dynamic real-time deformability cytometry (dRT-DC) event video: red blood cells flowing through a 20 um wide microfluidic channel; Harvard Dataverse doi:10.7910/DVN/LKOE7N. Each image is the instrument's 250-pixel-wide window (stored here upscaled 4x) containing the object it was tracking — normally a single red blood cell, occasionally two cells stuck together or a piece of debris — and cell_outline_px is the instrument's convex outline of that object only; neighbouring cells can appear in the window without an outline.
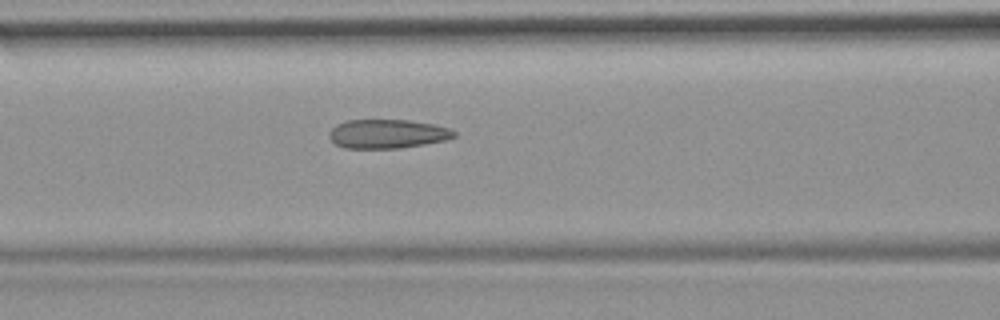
{"species": "common noctule bat (a hibernating species)", "species_latin": "Nyctalus noctula", "temperature_condition": "room temperature", "stored_images_in_passage": 44, "camera_frame_rate_fps": 3000, "um_per_image_px": 0.085, "animal": {"sex": "female", "body_mass_g": 19.9}, "frame": {"image": 1, "passage_image": 13, "time_ms": 4.0, "image_size_px": [1000, 320], "cell_outline_px": [[456, 136], [448, 140], [400, 148], [344, 148], [336, 144], [328, 136], [328, 132], [336, 124], [348, 120], [408, 120], [436, 124], [448, 128], [456, 132]], "centroid_in_image_um": [32.94, 11.37], "position_along_channel_um": 133.7, "area_um2": 21.21}, "authors_computed_cell_mechanics": {"area_um2": 21.5883, "velocity_mm_per_s": 3.8206, "shape_relaxation_time_tau1_ms": null, "shape_relaxation_time_tau2_ms": 1.3629, "deformation_change_tau1": null, "deformation_change_tau2": 0.093}}